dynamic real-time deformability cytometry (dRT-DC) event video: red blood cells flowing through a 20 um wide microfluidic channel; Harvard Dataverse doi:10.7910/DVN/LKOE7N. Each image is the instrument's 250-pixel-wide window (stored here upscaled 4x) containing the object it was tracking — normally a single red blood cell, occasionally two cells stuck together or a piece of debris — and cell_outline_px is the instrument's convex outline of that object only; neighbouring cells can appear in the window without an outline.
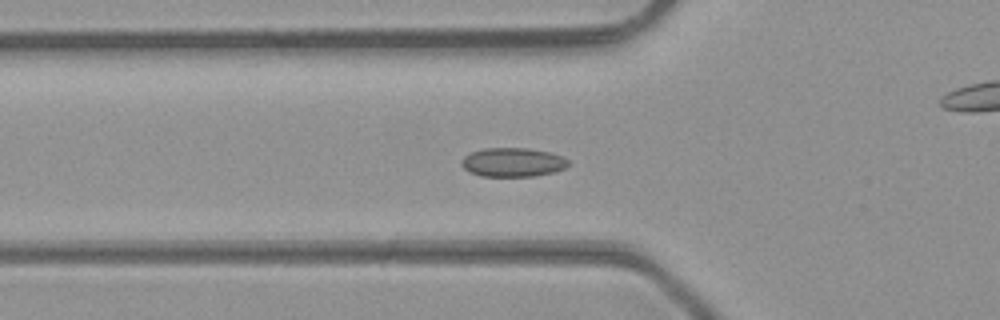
{"species": "common noctule bat (a hibernating species)", "species_latin": "Nyctalus noctula", "temperature_condition": "room temperature", "stored_images_in_passage": 50, "camera_frame_rate_fps": 3000, "um_per_image_px": 0.085, "animal": {"sex": "male", "body_mass_g": 23.1, "forearm_length_mm": 52.7}, "frame": {"image": 1, "passage_image": 18, "time_ms": 5.667, "image_size_px": [1000, 320], "cell_outline_px": [[572, 164], [564, 168], [552, 172], [536, 176], [480, 176], [468, 172], [460, 164], [464, 156], [472, 152], [484, 148], [528, 148], [552, 152], [568, 160]], "centroid_in_image_um": [43.59, 13.79], "position_along_channel_um": 82.2, "area_um2": 18.15}}
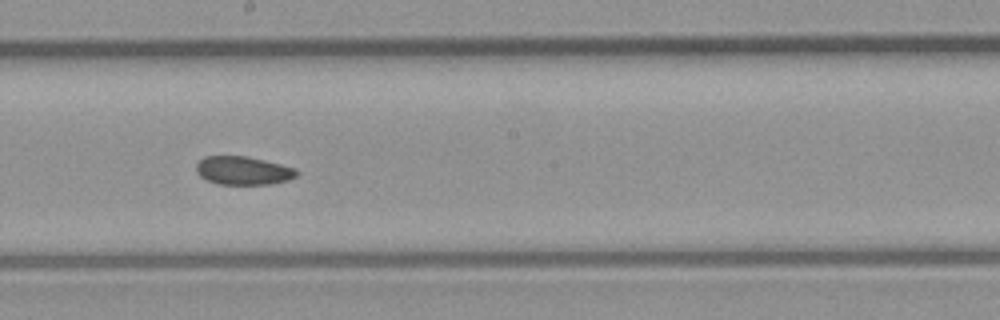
{"frame": {"image": 2, "passage_image": 28, "time_ms": 9.0, "image_size_px": [1000, 320], "cell_outline_px": [[300, 172], [296, 176], [288, 180], [272, 184], [216, 184], [200, 176], [196, 172], [196, 164], [204, 156], [248, 156], [296, 168]], "centroid_in_image_um": [20.68, 14.5], "position_along_channel_um": 227.5, "area_um2": 16.7}}
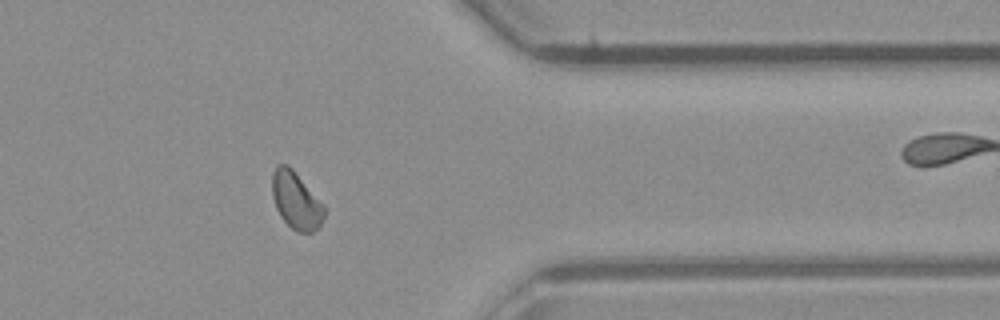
{"frame": {"image": 3, "passage_image": 40, "time_ms": 13.0, "image_size_px": [1000, 320], "cell_outline_px": [[324, 216], [320, 228], [312, 232], [300, 232], [292, 228], [280, 216], [276, 208], [272, 196], [272, 172], [280, 164], [288, 164], [292, 168], [324, 204]], "centroid_in_image_um": [25.17, 17.04], "position_along_channel_um": 386.2, "area_um2": 17.34}}